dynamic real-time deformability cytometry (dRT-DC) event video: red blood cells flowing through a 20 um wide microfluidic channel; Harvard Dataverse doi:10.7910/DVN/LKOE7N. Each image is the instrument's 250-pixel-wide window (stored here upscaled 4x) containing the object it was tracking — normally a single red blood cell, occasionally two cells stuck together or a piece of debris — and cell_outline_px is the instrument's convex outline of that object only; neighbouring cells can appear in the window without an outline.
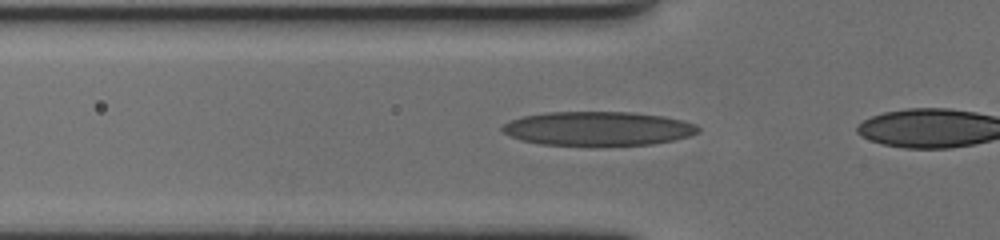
{"species": "human", "species_latin": "Homo sapiens", "temperature_condition": "cold", "stored_images_in_passage": 23, "camera_frame_rate_fps": 3000, "um_per_image_px": 0.085, "donor": {"sex": "female"}, "frame": {"image": 1, "passage_image": 17, "time_ms": 5.333, "image_size_px": [1000, 240], "cell_outline_px": [[700, 132], [688, 136], [672, 140], [652, 144], [596, 148], [588, 148], [540, 144], [520, 140], [504, 132], [500, 128], [508, 120], [520, 116], [544, 112], [632, 112], [664, 116], [696, 124], [700, 128]], "centroid_in_image_um": [50.78, 10.96], "position_along_channel_um": 75.0, "area_um2": 40.23}}
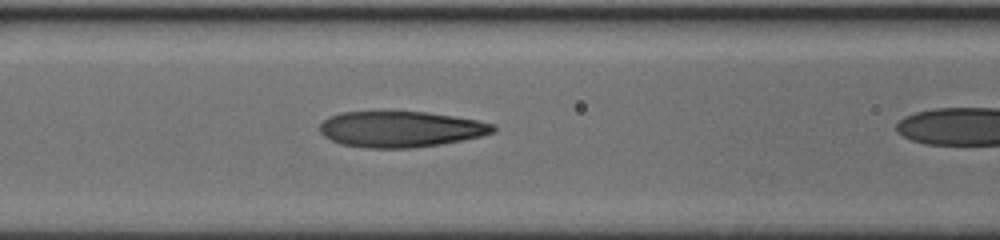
{"frame": {"image": 2, "passage_image": 22, "time_ms": 7.0, "image_size_px": [1000, 240], "cell_outline_px": [[496, 132], [480, 136], [440, 144], [412, 148], [364, 148], [340, 144], [324, 136], [320, 132], [320, 124], [328, 116], [340, 112], [424, 112], [452, 116], [476, 120], [496, 124]], "centroid_in_image_um": [34.03, 10.98], "position_along_channel_um": 132.6, "area_um2": 36.24}}